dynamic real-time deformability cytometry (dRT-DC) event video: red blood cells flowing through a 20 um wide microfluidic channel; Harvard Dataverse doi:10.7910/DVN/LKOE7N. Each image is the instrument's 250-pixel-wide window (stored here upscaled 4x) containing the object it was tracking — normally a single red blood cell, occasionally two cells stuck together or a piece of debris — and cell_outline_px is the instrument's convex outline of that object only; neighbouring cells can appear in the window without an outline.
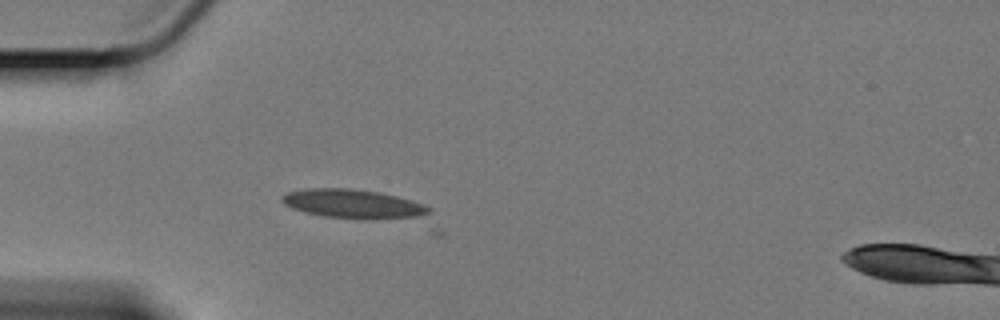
{"species": "Egyptian fruit bat (a non-hibernating species)", "species_latin": "Rousettus aegyptiacus", "temperature_condition": "cold", "stored_images_in_passage": 3, "camera_frame_rate_fps": 3000, "um_per_image_px": 0.085, "animal": {"sex": "female"}, "frame": {"image": 1, "passage_image": 2, "time_ms": 0.333, "image_size_px": [1000, 320], "cell_outline_px": [[444, 236], [432, 236], [324, 216], [304, 212], [292, 208], [284, 204], [280, 200], [280, 196], [288, 192], [304, 188], [352, 188], [380, 192], [412, 200], [432, 208], [444, 232]], "centroid_in_image_um": [31.13, 17.74], "position_along_channel_um": 53.9, "area_um2": 33.0}}